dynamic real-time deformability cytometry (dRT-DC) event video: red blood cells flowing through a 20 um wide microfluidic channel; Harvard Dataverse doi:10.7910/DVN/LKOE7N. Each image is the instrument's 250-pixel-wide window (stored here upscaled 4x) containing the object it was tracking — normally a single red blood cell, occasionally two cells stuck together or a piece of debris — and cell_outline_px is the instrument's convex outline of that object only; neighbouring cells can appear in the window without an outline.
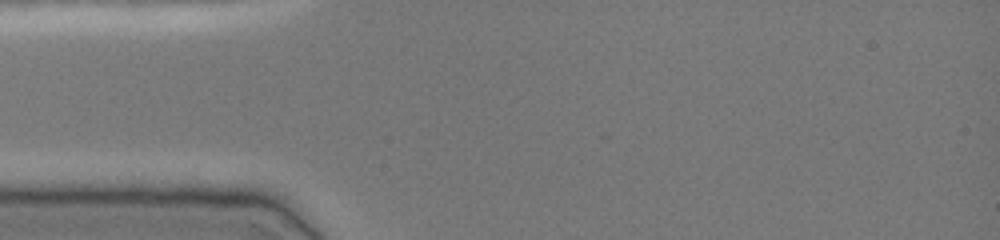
{"species": "common noctule bat (a hibernating species)", "species_latin": "Nyctalus noctula", "temperature_condition": "cold", "stored_images_in_passage": 2, "camera_frame_rate_fps": 3000, "um_per_image_px": 0.085, "animal": {"sex": "female", "body_mass_g": 19.0, "forearm_length_mm": 51.5}, "frame": {"image": 1, "passage_image": 1, "time_ms": 0.0, "image_size_px": [1000, 240], "cell_outline_px": [[184, 148], [176, 152], [40, 152], [32, 148], [36, 144], [48, 140], [80, 136], [152, 140], [184, 144]], "centroid_in_image_um": [9.01, 12.36], "position_along_channel_um": 76.0, "area_um2": 13.64}}